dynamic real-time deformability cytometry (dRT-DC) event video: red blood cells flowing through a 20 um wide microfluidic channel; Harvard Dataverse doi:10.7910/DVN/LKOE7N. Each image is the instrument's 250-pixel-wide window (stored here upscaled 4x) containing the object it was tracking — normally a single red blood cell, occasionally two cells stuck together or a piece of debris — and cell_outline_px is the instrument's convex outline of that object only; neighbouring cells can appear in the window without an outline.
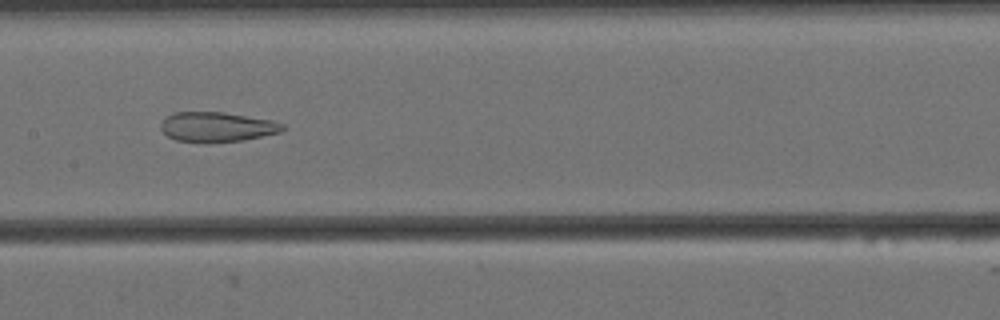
{"species": "Egyptian fruit bat (a non-hibernating species)", "species_latin": "Rousettus aegyptiacus", "temperature_condition": "cold", "stored_images_in_passage": 57, "camera_frame_rate_fps": 3000, "um_per_image_px": 0.085, "animal": {"sex": "female"}, "frame": {"image": 1, "passage_image": 27, "time_ms": 8.667, "image_size_px": [1000, 320], "cell_outline_px": [[284, 128], [280, 132], [244, 140], [204, 144], [176, 140], [168, 136], [160, 128], [160, 124], [172, 112], [224, 112], [272, 120], [284, 124]], "centroid_in_image_um": [18.43, 10.8], "position_along_channel_um": 189.0, "area_um2": 21.39}}
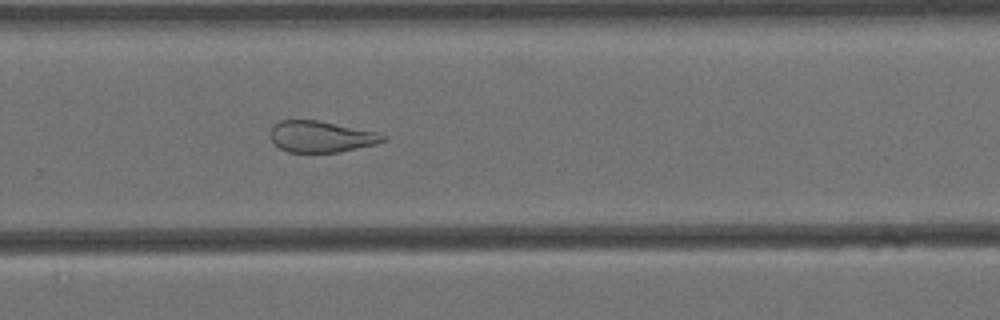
{"frame": {"image": 2, "passage_image": 37, "time_ms": 12.0, "image_size_px": [1000, 320], "cell_outline_px": [[388, 140], [376, 144], [340, 152], [288, 152], [280, 148], [268, 136], [268, 132], [272, 124], [280, 120], [316, 120], [380, 132], [388, 136]], "centroid_in_image_um": [27.3, 11.6], "position_along_channel_um": 302.5, "area_um2": 20.92}}
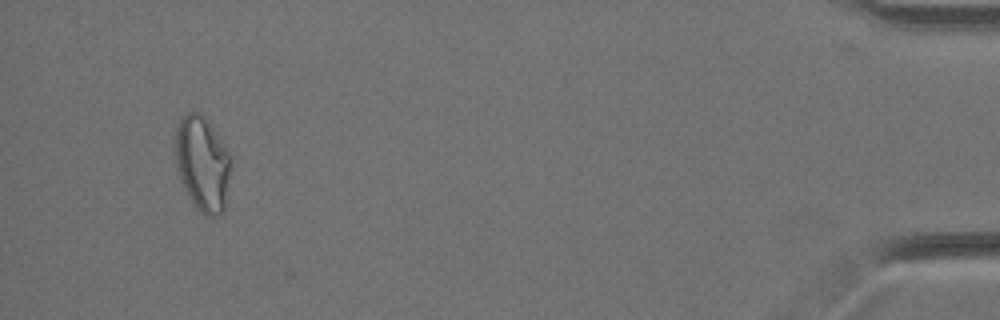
{"frame": {"image": 3, "passage_image": 54, "time_ms": 17.667, "image_size_px": [1000, 320], "cell_outline_px": [[228, 172], [224, 212], [212, 216], [208, 216], [200, 212], [196, 208], [188, 196], [184, 188], [176, 168], [176, 124], [180, 116], [188, 112], [200, 112], [208, 120], [228, 152]], "centroid_in_image_um": [17.15, 13.87], "position_along_channel_um": 418.0, "area_um2": 30.17}, "authors_computed_cell_mechanics": {"area_um2": 27.1082, "velocity_mm_per_s": 3.4334, "shape_relaxation_time_tau1_ms": null, "shape_relaxation_time_tau2_ms": 3.0732, "deformation_change_tau1": null, "deformation_change_tau2": 0.1228}}